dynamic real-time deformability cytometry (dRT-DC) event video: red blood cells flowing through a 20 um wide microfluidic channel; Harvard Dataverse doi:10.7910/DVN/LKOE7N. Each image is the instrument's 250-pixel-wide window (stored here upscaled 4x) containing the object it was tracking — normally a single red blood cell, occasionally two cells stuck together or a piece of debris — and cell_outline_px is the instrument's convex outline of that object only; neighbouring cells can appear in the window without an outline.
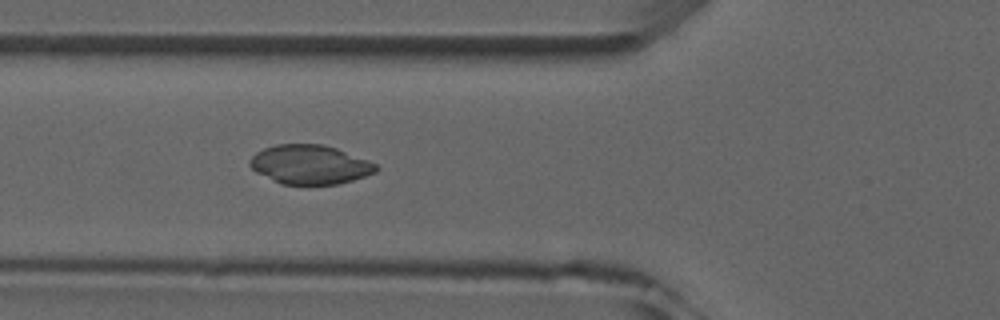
{"species": "common noctule bat (a hibernating species)", "species_latin": "Nyctalus noctula", "temperature_condition": "room temperature", "stored_images_in_passage": 3, "camera_frame_rate_fps": 3000, "um_per_image_px": 0.085, "animal": {"sex": "male", "forearm_length_mm": 52.5}, "frame": {"image": 1, "passage_image": 3, "time_ms": 2.333, "image_size_px": [1000, 320], "cell_outline_px": [[380, 168], [376, 172], [352, 180], [336, 184], [280, 184], [256, 172], [248, 164], [248, 160], [256, 152], [264, 148], [276, 144], [324, 144], [336, 148], [376, 164]], "centroid_in_image_um": [26.3, 13.98], "position_along_channel_um": 99.5, "area_um2": 28.67}}